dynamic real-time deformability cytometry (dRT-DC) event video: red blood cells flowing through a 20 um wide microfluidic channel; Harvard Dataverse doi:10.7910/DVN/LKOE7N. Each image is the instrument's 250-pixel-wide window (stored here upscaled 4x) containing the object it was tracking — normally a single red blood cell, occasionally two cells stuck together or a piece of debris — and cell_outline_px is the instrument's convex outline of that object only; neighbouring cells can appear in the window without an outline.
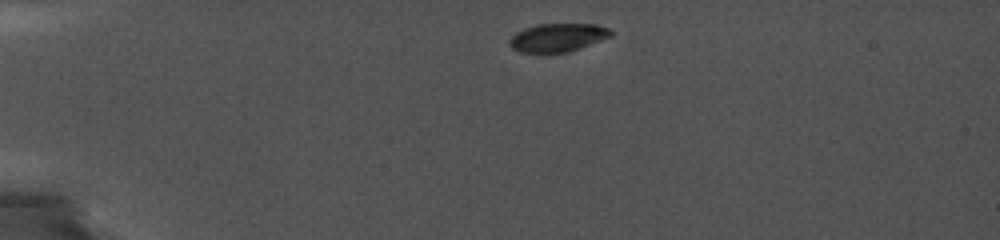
{"species": "common noctule bat (a hibernating species)", "species_latin": "Nyctalus noctula", "temperature_condition": "cold", "stored_images_in_passage": 10, "camera_frame_rate_fps": 5000, "um_per_image_px": 0.085, "animal": {"sex": "female", "body_mass_g": 19.0, "forearm_length_mm": 56.7}, "frame": {"image": 1, "passage_image": 1, "time_ms": 0.0, "image_size_px": [1000, 240], "cell_outline_px": [[612, 36], [568, 52], [520, 52], [512, 48], [508, 40], [516, 32], [524, 28], [536, 24], [596, 24], [608, 28], [612, 32]], "centroid_in_image_um": [47.39, 3.18], "position_along_channel_um": 37.6, "area_um2": 16.59}}